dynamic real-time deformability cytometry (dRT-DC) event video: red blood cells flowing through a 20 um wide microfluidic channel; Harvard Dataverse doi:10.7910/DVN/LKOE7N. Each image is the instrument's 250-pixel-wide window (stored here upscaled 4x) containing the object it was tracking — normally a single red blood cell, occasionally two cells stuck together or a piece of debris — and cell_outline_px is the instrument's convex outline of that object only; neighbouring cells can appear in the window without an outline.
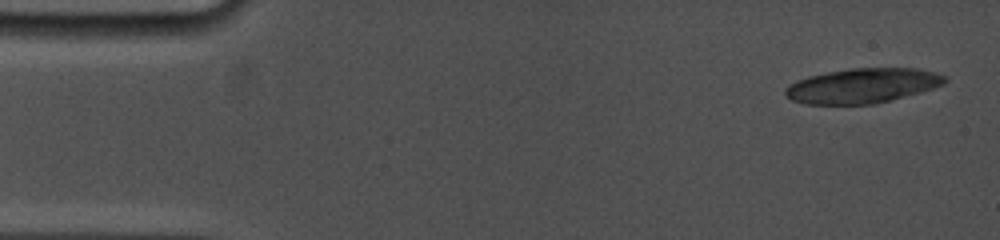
{"species": "common noctule bat (a hibernating species)", "species_latin": "Nyctalus noctula", "temperature_condition": "cold", "stored_images_in_passage": 4, "camera_frame_rate_fps": 5000, "um_per_image_px": 0.085, "animal": {"sex": "female", "body_mass_g": 19.0, "forearm_length_mm": 53.3}, "frame": {"image": 1, "passage_image": 1, "time_ms": 0.0, "image_size_px": [1000, 240], "cell_outline_px": [[948, 80], [944, 84], [920, 92], [872, 104], [804, 104], [792, 100], [784, 96], [784, 88], [788, 84], [796, 80], [808, 76], [828, 72], [852, 68], [916, 68], [936, 72], [944, 76]], "centroid_in_image_um": [73.26, 7.28], "position_along_channel_um": 11.7, "area_um2": 32.31}}